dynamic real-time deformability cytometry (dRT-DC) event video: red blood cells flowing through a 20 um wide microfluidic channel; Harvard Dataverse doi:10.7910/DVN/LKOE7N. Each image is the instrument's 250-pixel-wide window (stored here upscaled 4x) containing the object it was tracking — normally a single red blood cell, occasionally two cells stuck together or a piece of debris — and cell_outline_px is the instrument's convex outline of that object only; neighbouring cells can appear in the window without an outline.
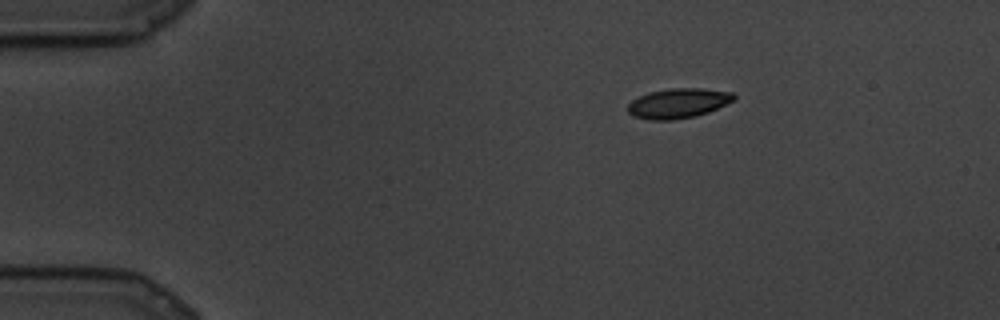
{"species": "common noctule bat (a hibernating species)", "species_latin": "Nyctalus noctula", "temperature_condition": "cold", "stored_images_in_passage": 60, "camera_frame_rate_fps": 3000, "um_per_image_px": 0.085, "animal": {"sex": "male", "body_mass_g": 19.5, "forearm_length_mm": 54.6}, "frame": {"image": 1, "passage_image": 1, "time_ms": 0.0, "image_size_px": [1000, 320], "cell_outline_px": [[736, 100], [708, 112], [696, 116], [672, 120], [648, 120], [632, 116], [628, 112], [628, 104], [632, 100], [648, 92], [672, 88], [700, 88], [732, 92], [736, 96]], "centroid_in_image_um": [57.65, 8.78], "position_along_channel_um": 27.3, "area_um2": 18.55}}
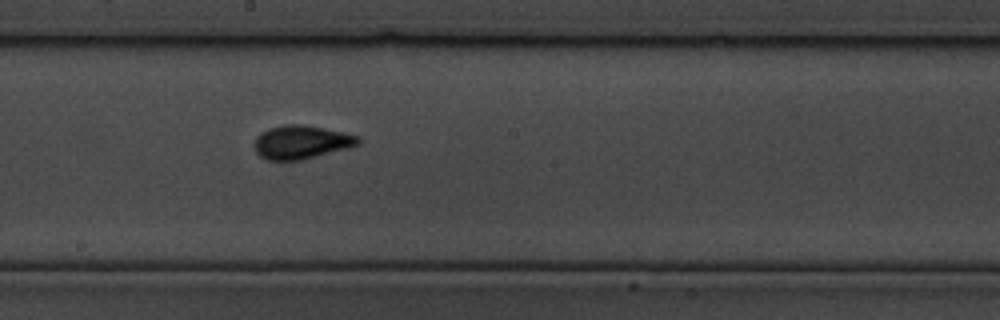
{"frame": {"image": 2, "passage_image": 35, "time_ms": 11.333, "image_size_px": [1000, 320], "cell_outline_px": [[360, 144], [348, 148], [304, 160], [268, 160], [260, 156], [256, 152], [256, 136], [260, 132], [268, 128], [284, 124], [300, 124], [324, 128], [360, 136]], "centroid_in_image_um": [25.63, 12.08], "position_along_channel_um": 222.6, "area_um2": 20.35}}
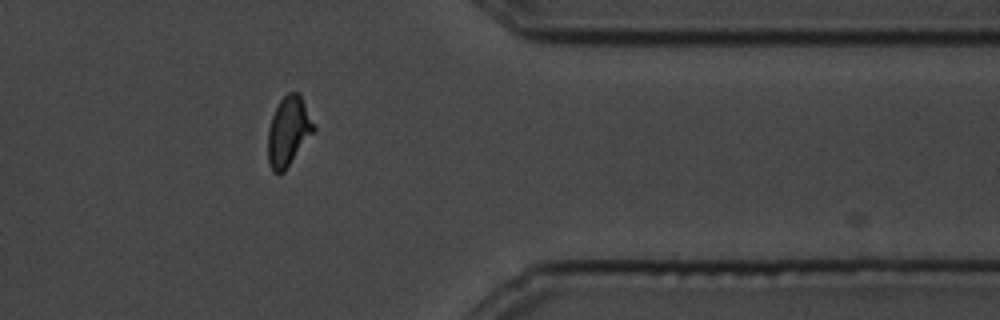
{"frame": {"image": 3, "passage_image": 58, "time_ms": 19.0, "image_size_px": [1000, 320], "cell_outline_px": [[316, 128], [284, 172], [272, 172], [268, 164], [268, 128], [272, 116], [280, 100], [288, 92], [300, 92]], "centroid_in_image_um": [24.51, 11.15], "position_along_channel_um": 386.9, "area_um2": 18.44}}